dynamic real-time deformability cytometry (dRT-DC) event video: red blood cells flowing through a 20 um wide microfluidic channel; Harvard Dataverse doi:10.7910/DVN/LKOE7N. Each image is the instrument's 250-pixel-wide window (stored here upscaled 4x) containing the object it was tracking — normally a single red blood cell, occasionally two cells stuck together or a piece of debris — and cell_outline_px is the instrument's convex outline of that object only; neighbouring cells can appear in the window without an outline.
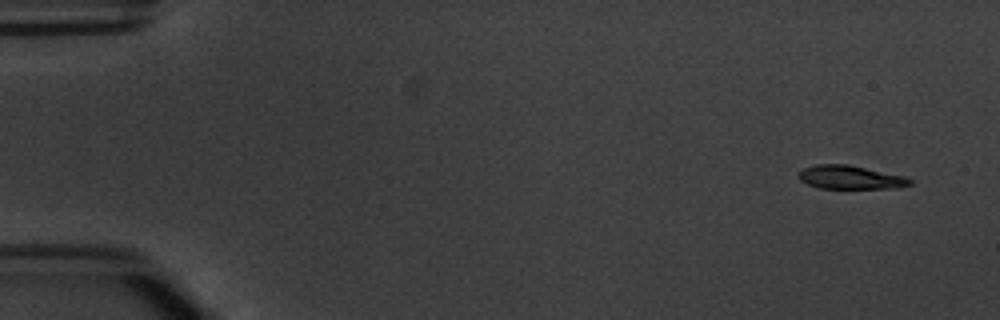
{"species": "common noctule bat (a hibernating species)", "species_latin": "Nyctalus noctula", "temperature_condition": "warm", "stored_images_in_passage": 6, "camera_frame_rate_fps": 3000, "um_per_image_px": 0.085, "animal": {"sex": "male", "body_mass_g": 20.1, "forearm_length_mm": 53.5}, "frame": {"image": 1, "passage_image": 1, "time_ms": 0.0, "image_size_px": [1000, 320], "cell_outline_px": [[912, 184], [900, 188], [820, 188], [808, 184], [800, 180], [796, 176], [796, 172], [804, 168], [816, 164], [848, 164], [904, 176], [912, 180]], "centroid_in_image_um": [72.25, 15.07], "position_along_channel_um": 12.7, "area_um2": 15.37}}
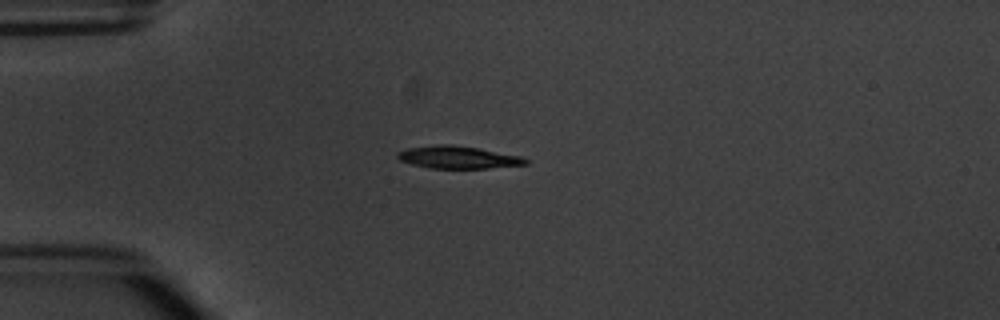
{"frame": {"image": 2, "passage_image": 4, "time_ms": 3.667, "image_size_px": [1000, 320], "cell_outline_px": [[528, 164], [488, 168], [428, 168], [412, 164], [400, 160], [396, 156], [396, 152], [408, 148], [444, 144], [452, 144], [476, 148], [520, 156], [528, 160]], "centroid_in_image_um": [38.9, 13.37], "position_along_channel_um": 46.1, "area_um2": 16.53}}